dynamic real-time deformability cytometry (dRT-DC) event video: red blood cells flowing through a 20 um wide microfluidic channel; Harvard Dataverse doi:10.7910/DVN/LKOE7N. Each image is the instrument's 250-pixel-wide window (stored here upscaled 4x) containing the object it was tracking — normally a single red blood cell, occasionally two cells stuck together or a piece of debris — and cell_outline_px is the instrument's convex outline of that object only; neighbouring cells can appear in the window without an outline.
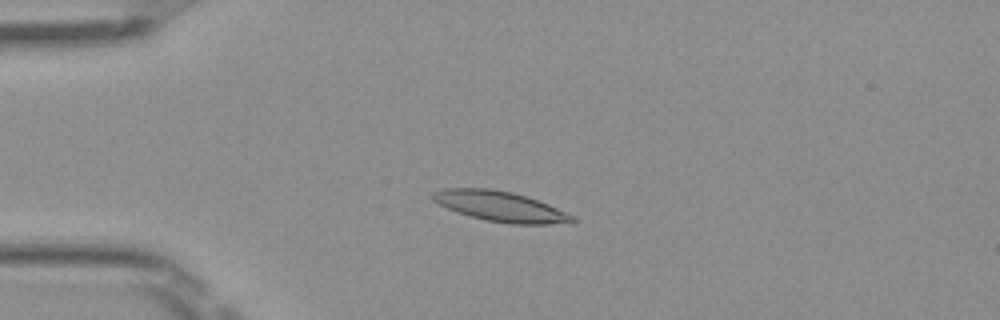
{"species": "Egyptian fruit bat (a non-hibernating species)", "species_latin": "Rousettus aegyptiacus", "temperature_condition": "room temperature", "stored_images_in_passage": 50, "camera_frame_rate_fps": 3000, "um_per_image_px": 0.085, "frame": {"image": 1, "passage_image": 12, "time_ms": 3.667, "image_size_px": [1000, 320], "cell_outline_px": [[576, 220], [548, 224], [512, 224], [488, 220], [456, 212], [432, 200], [432, 192], [444, 188], [492, 188], [512, 192], [528, 196], [548, 204], [576, 216]], "centroid_in_image_um": [42.52, 17.52], "position_along_channel_um": 42.5, "area_um2": 24.39}}
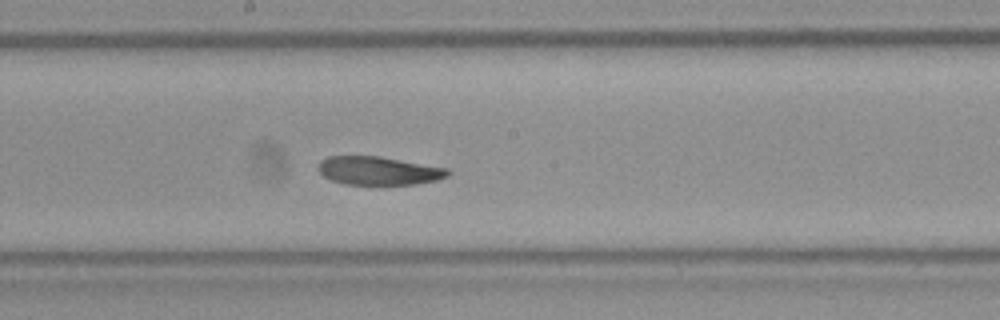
{"frame": {"image": 2, "passage_image": 27, "time_ms": 8.667, "image_size_px": [1000, 320], "cell_outline_px": [[452, 172], [448, 176], [436, 180], [416, 184], [380, 188], [344, 184], [332, 180], [324, 176], [320, 172], [320, 160], [328, 156], [380, 156], [448, 168]], "centroid_in_image_um": [32.23, 14.56], "position_along_channel_um": 216.0, "area_um2": 22.37}}
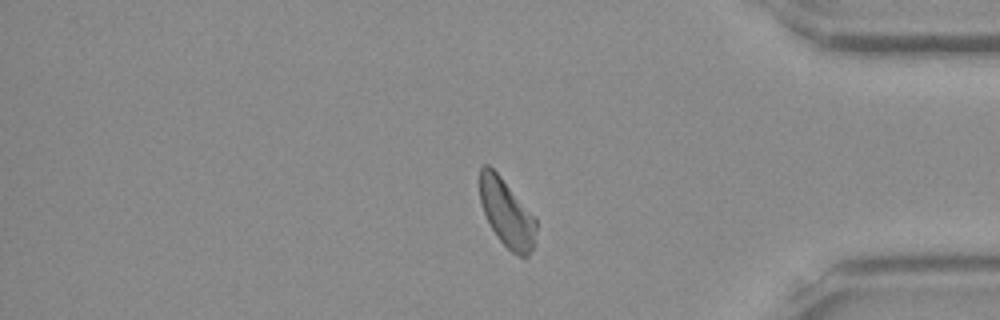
{"frame": {"image": 3, "passage_image": 42, "time_ms": 13.667, "image_size_px": [1000, 320], "cell_outline_px": [[536, 228], [532, 248], [528, 256], [520, 256], [512, 252], [496, 236], [484, 212], [480, 200], [480, 168], [484, 164], [488, 164], [500, 176], [536, 220]], "centroid_in_image_um": [43.04, 18.11], "position_along_channel_um": 392.2, "area_um2": 21.44}}